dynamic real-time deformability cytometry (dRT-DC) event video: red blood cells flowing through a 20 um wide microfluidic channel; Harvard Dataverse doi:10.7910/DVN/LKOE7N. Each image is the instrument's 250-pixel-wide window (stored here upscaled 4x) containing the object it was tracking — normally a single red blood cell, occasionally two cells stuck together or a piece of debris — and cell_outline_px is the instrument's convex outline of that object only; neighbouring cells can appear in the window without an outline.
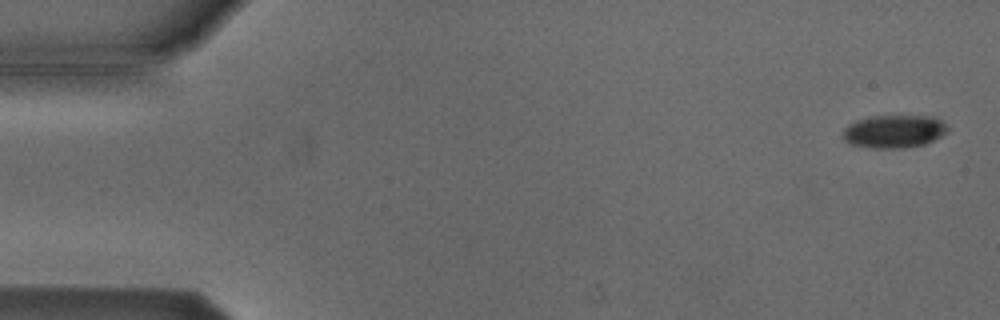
{"species": "Egyptian fruit bat (a non-hibernating species)", "species_latin": "Rousettus aegyptiacus", "temperature_condition": "cold", "stored_images_in_passage": 9, "camera_frame_rate_fps": 3000, "um_per_image_px": 0.085, "animal": {"sex": "male"}, "frame": {"image": 1, "passage_image": 2, "time_ms": 0.333, "image_size_px": [1000, 320], "cell_outline_px": [[948, 132], [924, 144], [904, 148], [876, 148], [852, 144], [844, 140], [844, 128], [848, 124], [856, 120], [872, 116], [932, 116], [940, 120], [948, 128]], "centroid_in_image_um": [75.99, 11.16], "position_along_channel_um": 9.0, "area_um2": 19.88}}